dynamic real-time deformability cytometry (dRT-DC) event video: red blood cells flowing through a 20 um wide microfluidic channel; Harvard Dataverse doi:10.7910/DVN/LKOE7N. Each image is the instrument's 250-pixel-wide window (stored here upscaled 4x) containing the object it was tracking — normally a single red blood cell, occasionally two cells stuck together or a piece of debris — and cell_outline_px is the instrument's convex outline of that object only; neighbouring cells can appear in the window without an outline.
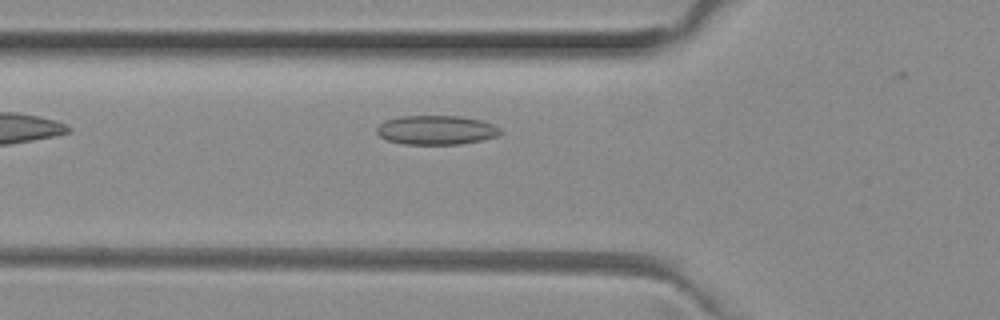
{"species": "common noctule bat (a hibernating species)", "species_latin": "Nyctalus noctula", "temperature_condition": "room temperature", "stored_images_in_passage": 30, "camera_frame_rate_fps": 3000, "um_per_image_px": 0.085, "animal": {"sex": "female", "body_mass_g": 29.2, "forearm_length_mm": 56.3}, "frame": {"image": 1, "passage_image": 4, "time_ms": 1.0, "image_size_px": [1000, 320], "cell_outline_px": [[504, 132], [496, 136], [480, 140], [460, 144], [404, 144], [388, 140], [380, 136], [376, 132], [376, 128], [380, 124], [388, 120], [400, 116], [460, 116], [480, 120], [492, 124], [500, 128]], "centroid_in_image_um": [37.09, 11.05], "position_along_channel_um": 88.7, "area_um2": 20.87}}
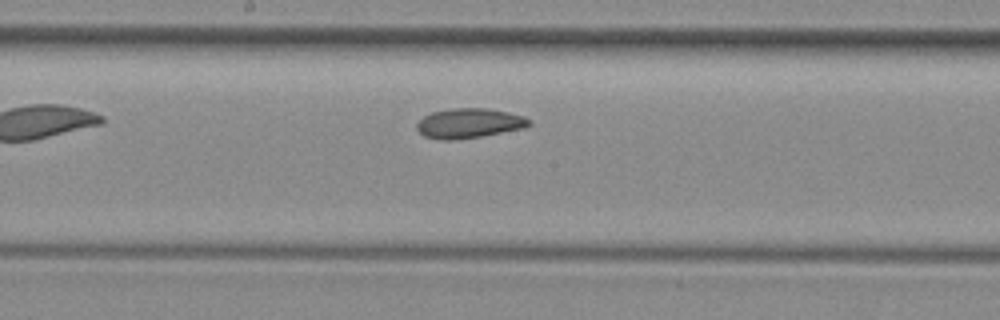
{"frame": {"image": 2, "passage_image": 13, "time_ms": 4.0, "image_size_px": [1000, 320], "cell_outline_px": [[532, 124], [524, 128], [480, 136], [456, 140], [440, 140], [424, 136], [416, 128], [416, 124], [424, 116], [432, 112], [448, 108], [488, 108], [508, 112], [524, 116], [532, 120]], "centroid_in_image_um": [39.88, 10.47], "position_along_channel_um": 208.3, "area_um2": 19.59}}
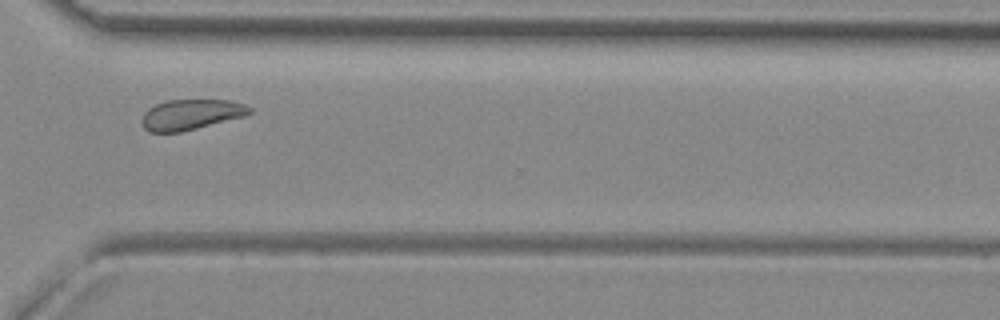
{"frame": {"image": 3, "passage_image": 24, "time_ms": 7.667, "image_size_px": [1000, 320], "cell_outline_px": [[252, 112], [244, 116], [180, 132], [148, 132], [144, 128], [140, 120], [144, 112], [148, 108], [156, 104], [168, 100], [228, 100], [244, 104], [252, 108]], "centroid_in_image_um": [16.19, 9.73], "position_along_channel_um": 354.4, "area_um2": 19.02}, "authors_computed_cell_mechanics": {"area_um2": 19.5075, "velocity_mm_per_s": 3.9823, "shape_relaxation_time_tau1_ms": null, "shape_relaxation_time_tau2_ms": 2.3476, "deformation_change_tau1": null, "deformation_change_tau2": 0.0719}}